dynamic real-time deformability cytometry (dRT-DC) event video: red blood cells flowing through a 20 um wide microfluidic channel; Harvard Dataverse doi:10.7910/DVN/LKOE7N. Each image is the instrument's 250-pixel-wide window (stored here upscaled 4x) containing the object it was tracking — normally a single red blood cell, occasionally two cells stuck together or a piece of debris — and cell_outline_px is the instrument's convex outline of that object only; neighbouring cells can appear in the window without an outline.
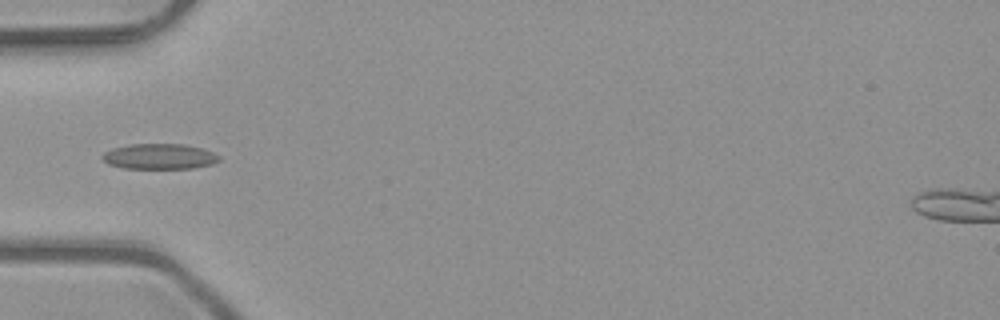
{"species": "common noctule bat (a hibernating species)", "species_latin": "Nyctalus noctula", "temperature_condition": "room temperature", "stored_images_in_passage": 5, "camera_frame_rate_fps": 3000, "um_per_image_px": 0.085, "animal": {"sex": "male", "body_mass_g": 23.1, "forearm_length_mm": 52.7}, "frame": {"image": 1, "passage_image": 5, "time_ms": 1.333, "image_size_px": [1000, 320], "cell_outline_px": [[220, 160], [212, 164], [192, 168], [124, 168], [108, 164], [100, 160], [100, 156], [104, 152], [112, 148], [132, 144], [184, 144], [200, 148], [212, 152], [220, 156]], "centroid_in_image_um": [13.5, 13.3], "position_along_channel_um": 71.5, "area_um2": 17.34}}